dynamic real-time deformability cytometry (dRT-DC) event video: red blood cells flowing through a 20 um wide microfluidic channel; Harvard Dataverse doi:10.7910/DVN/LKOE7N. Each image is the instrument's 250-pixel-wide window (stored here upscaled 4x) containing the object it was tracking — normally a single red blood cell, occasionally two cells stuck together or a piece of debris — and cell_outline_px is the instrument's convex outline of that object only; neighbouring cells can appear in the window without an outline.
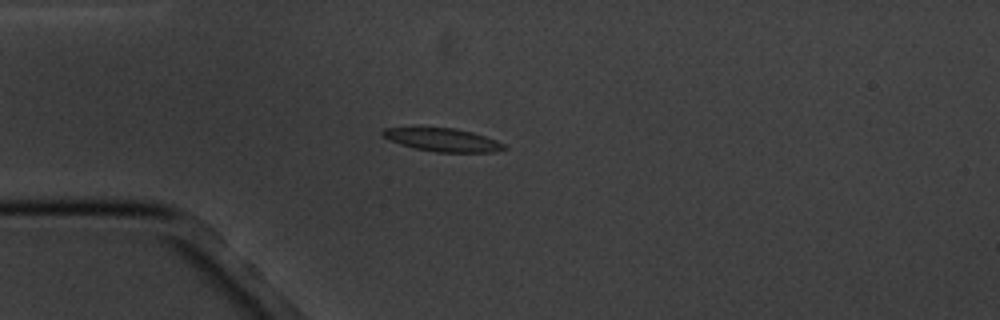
{"species": "common noctule bat (a hibernating species)", "species_latin": "Nyctalus noctula", "temperature_condition": "cold", "stored_images_in_passage": 2, "camera_frame_rate_fps": 3000, "um_per_image_px": 0.085, "animal": {"sex": "male", "body_mass_g": 20.1, "forearm_length_mm": 53.5}, "frame": {"image": 1, "passage_image": 2, "time_ms": 1.0, "image_size_px": [1000, 320], "cell_outline_px": [[508, 148], [492, 152], [436, 152], [412, 148], [388, 140], [380, 136], [380, 132], [384, 128], [456, 128], [472, 132], [496, 140], [504, 144]], "centroid_in_image_um": [37.58, 11.89], "position_along_channel_um": 47.4, "area_um2": 16.42}}